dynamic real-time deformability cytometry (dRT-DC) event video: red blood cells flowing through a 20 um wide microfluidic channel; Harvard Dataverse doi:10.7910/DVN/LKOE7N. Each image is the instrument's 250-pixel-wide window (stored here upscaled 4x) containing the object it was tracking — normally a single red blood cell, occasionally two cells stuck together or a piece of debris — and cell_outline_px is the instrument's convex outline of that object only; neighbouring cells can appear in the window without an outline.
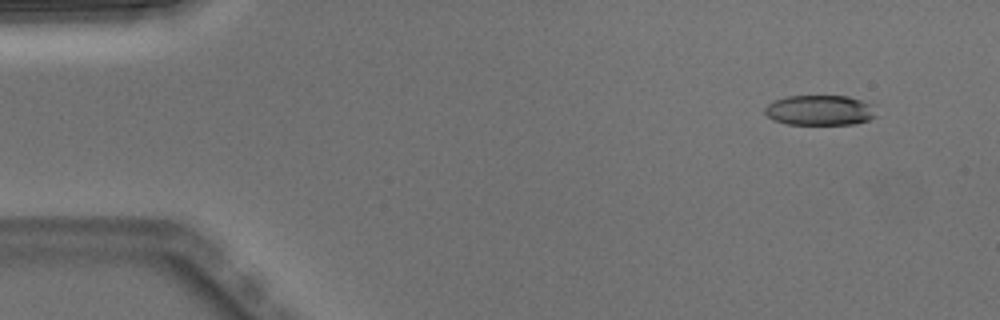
{"species": "Egyptian fruit bat (a non-hibernating species)", "species_latin": "Rousettus aegyptiacus", "temperature_condition": "warm", "stored_images_in_passage": 5, "camera_frame_rate_fps": 3000, "um_per_image_px": 0.085, "animal": {"sex": "male"}, "frame": {"image": 1, "passage_image": 2, "time_ms": 0.333, "image_size_px": [1000, 320], "cell_outline_px": [[876, 116], [868, 120], [856, 124], [788, 124], [772, 120], [764, 112], [764, 108], [768, 104], [776, 100], [788, 96], [848, 96], [872, 104]], "centroid_in_image_um": [69.68, 9.37], "position_along_channel_um": 15.3, "area_um2": 19.54}}
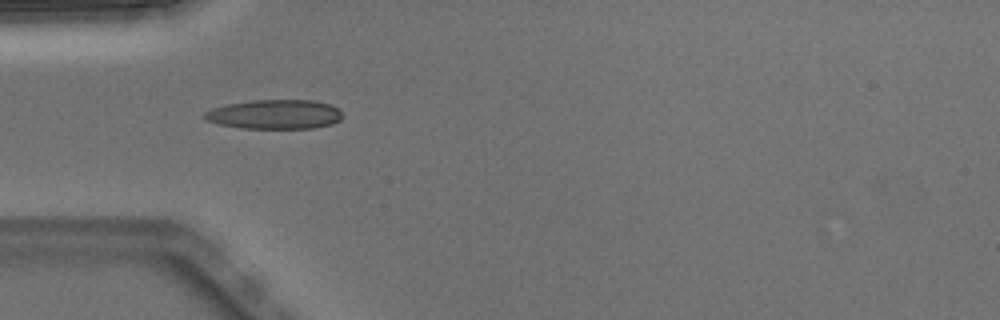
{"frame": {"image": 2, "passage_image": 5, "time_ms": 1.333, "image_size_px": [1000, 320], "cell_outline_px": [[344, 116], [340, 120], [332, 124], [312, 128], [244, 128], [220, 124], [204, 120], [204, 112], [212, 108], [228, 104], [252, 100], [312, 100], [332, 104], [340, 108]], "centroid_in_image_um": [23.41, 9.71], "position_along_channel_um": 61.6, "area_um2": 23.76}}